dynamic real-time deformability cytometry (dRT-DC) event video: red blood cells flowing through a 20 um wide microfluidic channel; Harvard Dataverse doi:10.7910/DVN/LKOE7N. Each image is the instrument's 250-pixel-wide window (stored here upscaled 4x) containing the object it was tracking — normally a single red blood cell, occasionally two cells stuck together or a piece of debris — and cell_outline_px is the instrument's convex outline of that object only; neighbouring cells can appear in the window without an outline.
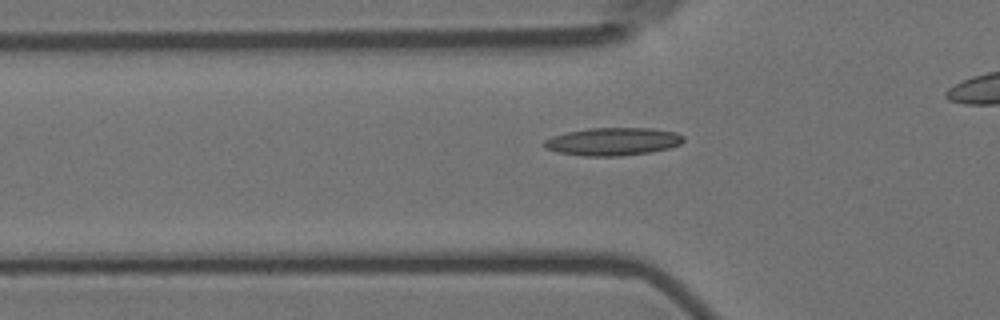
{"species": "Egyptian fruit bat (a non-hibernating species)", "species_latin": "Rousettus aegyptiacus", "temperature_condition": "room temperature", "stored_images_in_passage": 32, "camera_frame_rate_fps": 3000, "um_per_image_px": 0.085, "animal": {"sex": "female"}, "frame": {"image": 1, "passage_image": 4, "time_ms": 1.0, "image_size_px": [1000, 320], "cell_outline_px": [[684, 140], [680, 144], [668, 148], [652, 152], [620, 156], [584, 156], [556, 152], [544, 148], [544, 140], [552, 136], [564, 132], [588, 128], [652, 128], [676, 132], [684, 136]], "centroid_in_image_um": [52.07, 12.03], "position_along_channel_um": 73.7, "area_um2": 22.83}}
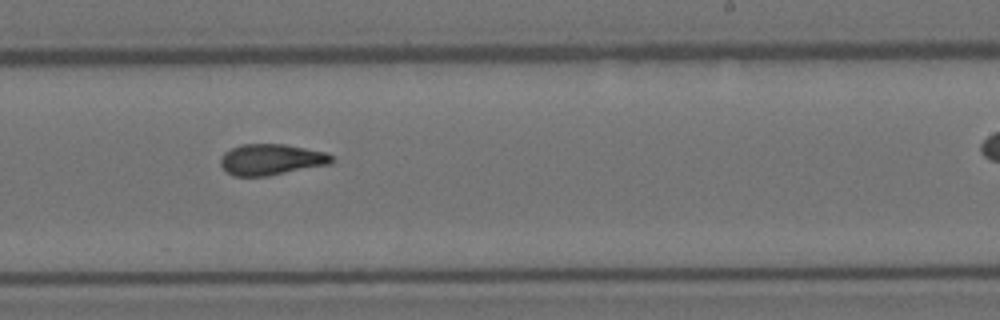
{"frame": {"image": 2, "passage_image": 20, "time_ms": 6.333, "image_size_px": [1000, 320], "cell_outline_px": [[336, 160], [332, 164], [268, 176], [232, 176], [220, 164], [220, 156], [224, 152], [240, 144], [284, 144], [328, 152]], "centroid_in_image_um": [23.09, 13.56], "position_along_channel_um": 265.9, "area_um2": 20.4}}
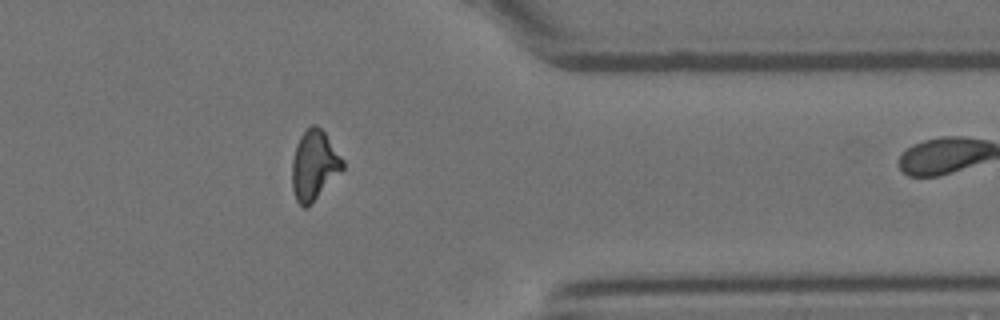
{"frame": {"image": 3, "passage_image": 31, "time_ms": 10.0, "image_size_px": [1000, 320], "cell_outline_px": [[344, 168], [312, 204], [308, 208], [304, 208], [296, 200], [292, 188], [292, 160], [296, 144], [300, 136], [312, 124], [316, 124], [324, 132], [344, 160]], "centroid_in_image_um": [26.7, 14.07], "position_along_channel_um": 384.7, "area_um2": 20.58}}